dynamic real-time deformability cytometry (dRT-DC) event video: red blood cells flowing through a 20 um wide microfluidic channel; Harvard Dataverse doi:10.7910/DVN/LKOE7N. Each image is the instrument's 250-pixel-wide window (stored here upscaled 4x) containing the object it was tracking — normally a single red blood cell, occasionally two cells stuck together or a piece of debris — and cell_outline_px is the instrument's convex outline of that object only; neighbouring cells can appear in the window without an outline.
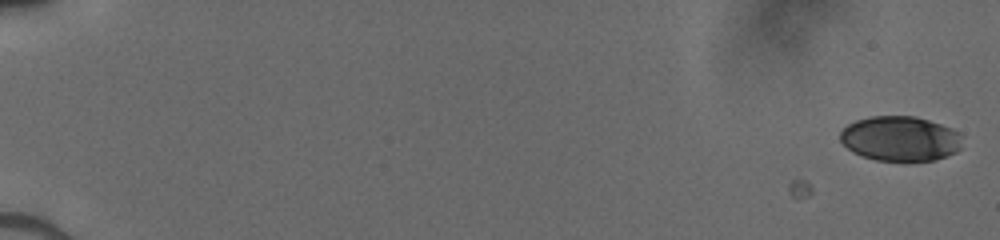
{"species": "human", "species_latin": "Homo sapiens", "temperature_condition": "cold", "stored_images_in_passage": 5, "camera_frame_rate_fps": 3000, "um_per_image_px": 0.085, "donor": {"sex": "male"}, "frame": {"image": 1, "passage_image": 1, "time_ms": 0.0, "image_size_px": [1000, 240], "cell_outline_px": [[960, 148], [956, 152], [936, 160], [876, 160], [852, 152], [840, 140], [840, 132], [848, 124], [856, 120], [868, 116], [916, 116], [952, 128], [960, 136]], "centroid_in_image_um": [76.49, 11.77], "position_along_channel_um": 8.5, "area_um2": 31.67}}